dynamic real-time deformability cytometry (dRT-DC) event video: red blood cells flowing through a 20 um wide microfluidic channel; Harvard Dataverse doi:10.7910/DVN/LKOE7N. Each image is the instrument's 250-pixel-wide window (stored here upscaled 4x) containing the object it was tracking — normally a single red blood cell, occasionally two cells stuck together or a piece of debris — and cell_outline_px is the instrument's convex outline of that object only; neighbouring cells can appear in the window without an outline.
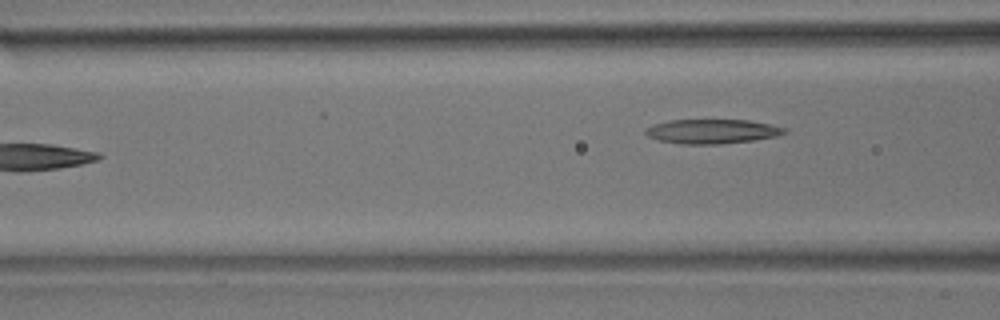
{"species": "common noctule bat (a hibernating species)", "species_latin": "Nyctalus noctula", "temperature_condition": "room temperature", "stored_images_in_passage": 7, "camera_frame_rate_fps": 3000, "um_per_image_px": 0.085, "animal": {"sex": "male", "body_mass_g": 17.9}, "frame": {"image": 1, "passage_image": 7, "time_ms": 2.0, "image_size_px": [1000, 320], "cell_outline_px": [[788, 132], [776, 136], [752, 140], [720, 144], [680, 144], [660, 140], [648, 136], [644, 132], [652, 124], [668, 120], [748, 120], [788, 128]], "centroid_in_image_um": [60.53, 11.16], "position_along_channel_um": 106.1, "area_um2": 19.65}}